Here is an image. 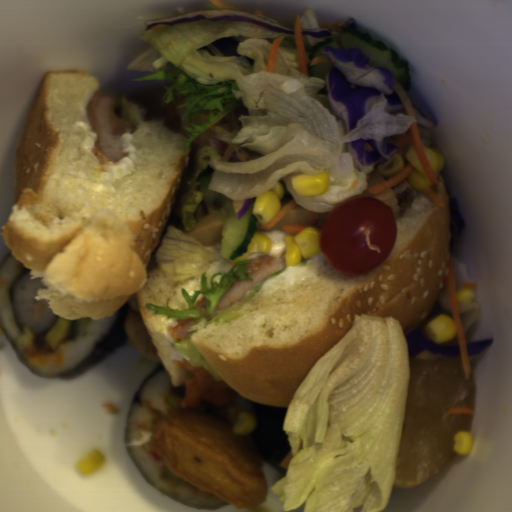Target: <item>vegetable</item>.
<instances>
[{
	"label": "vegetable",
	"instance_id": "add77e79",
	"mask_svg": "<svg viewBox=\"0 0 512 512\" xmlns=\"http://www.w3.org/2000/svg\"><path fill=\"white\" fill-rule=\"evenodd\" d=\"M236 36V57L211 56L201 47ZM283 36L274 73L266 72L269 50ZM146 44L125 67L148 71L135 80H160L164 100L181 113L179 134L187 137V167L169 223L151 254L147 273L158 266L164 278L187 282L219 261L224 221L221 201H203L198 181L212 176L209 189L233 200L256 198L278 182L280 208L294 198L297 206L270 230L271 246L285 247L283 225H310L318 233L329 214L354 197L368 196L390 206L395 218L409 194L419 193L406 178L379 194L369 189L393 179L378 167L362 173L346 143L378 140L410 131L417 119L406 110L388 112L378 101L347 131L330 105L326 80L299 71L296 34L230 19L196 20L143 30ZM134 80V81H135ZM329 172L322 196L299 197L294 174ZM279 208V209H280ZM297 236V235H295Z\"/></svg>",
	"mask_w": 512,
	"mask_h": 512
},
{
	"label": "vegetable",
	"instance_id": "ea0f7189",
	"mask_svg": "<svg viewBox=\"0 0 512 512\" xmlns=\"http://www.w3.org/2000/svg\"><path fill=\"white\" fill-rule=\"evenodd\" d=\"M412 357L398 320L361 315L318 358L283 423L291 462L270 491L285 512H381L395 485Z\"/></svg>",
	"mask_w": 512,
	"mask_h": 512
},
{
	"label": "vegetable",
	"instance_id": "f7b5029e",
	"mask_svg": "<svg viewBox=\"0 0 512 512\" xmlns=\"http://www.w3.org/2000/svg\"><path fill=\"white\" fill-rule=\"evenodd\" d=\"M300 20V26L301 30H314V29H329L332 31V33L325 37H308L303 36V47H304V53H305V59L306 64L308 66V56L314 46L317 44L326 41L334 36H336L343 27H356L355 20H349V21H338V22H332V23H326L319 25L317 17L314 13L313 8H307L304 10V12L299 17Z\"/></svg>",
	"mask_w": 512,
	"mask_h": 512
}]
</instances>
